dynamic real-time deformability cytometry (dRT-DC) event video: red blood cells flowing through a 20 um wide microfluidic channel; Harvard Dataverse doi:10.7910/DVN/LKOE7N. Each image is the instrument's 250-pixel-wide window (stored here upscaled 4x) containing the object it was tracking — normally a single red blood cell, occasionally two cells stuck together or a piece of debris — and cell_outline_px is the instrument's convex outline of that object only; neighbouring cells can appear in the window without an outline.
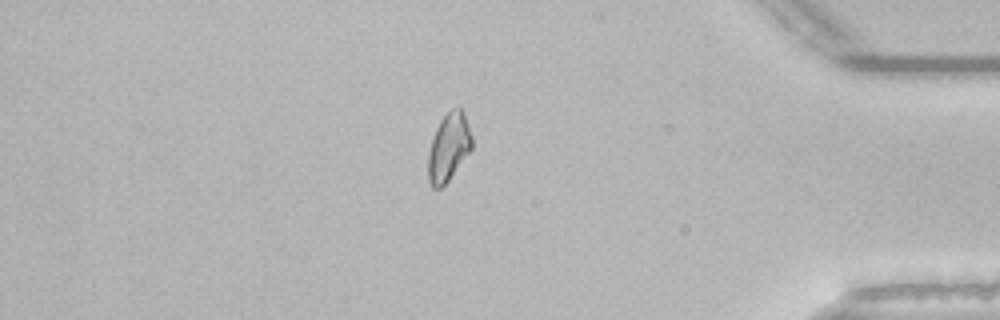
{"species": "common noctule bat (a hibernating species)", "species_latin": "Nyctalus noctula", "temperature_condition": "room temperature", "stored_images_in_passage": 39, "camera_frame_rate_fps": 3000, "um_per_image_px": 0.085, "animal": {"sex": "male", "body_mass_g": 21.5, "forearm_length_mm": 52.0}, "frame": {"image": 1, "passage_image": 34, "time_ms": 11.0, "image_size_px": [1000, 320], "cell_outline_px": [[472, 148], [448, 180], [440, 188], [432, 188], [428, 180], [428, 152], [436, 128], [440, 120], [452, 108], [460, 108], [464, 112], [472, 136]], "centroid_in_image_um": [38.13, 12.5], "position_along_channel_um": 397.1, "area_um2": 17.11}, "authors_computed_cell_mechanics": {"area_um2": 17.629, "velocity_mm_per_s": 3.8297, "shape_relaxation_time_tau1_ms": null, "shape_relaxation_time_tau2_ms": 11.0421, "deformation_change_tau1": null, "deformation_change_tau2": 0.1878}}